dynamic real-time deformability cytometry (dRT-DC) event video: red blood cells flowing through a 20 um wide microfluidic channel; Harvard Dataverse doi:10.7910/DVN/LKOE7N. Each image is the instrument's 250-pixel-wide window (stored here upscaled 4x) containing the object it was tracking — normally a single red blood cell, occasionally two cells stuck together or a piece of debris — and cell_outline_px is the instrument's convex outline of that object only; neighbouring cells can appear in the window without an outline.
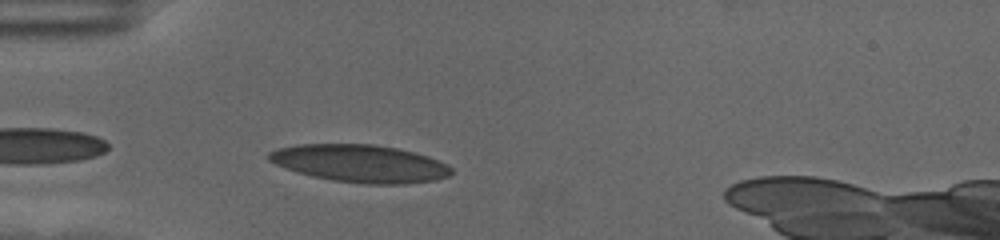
{"species": "human", "species_latin": "Homo sapiens", "temperature_condition": "cold", "stored_images_in_passage": 39, "camera_frame_rate_fps": 3000, "um_per_image_px": 0.085, "donor": {"sex": "female"}, "frame": {"image": 1, "passage_image": 2, "time_ms": 0.333, "image_size_px": [1000, 240], "cell_outline_px": [[452, 172], [448, 176], [436, 180], [404, 184], [364, 184], [332, 180], [312, 176], [296, 172], [276, 164], [268, 160], [268, 152], [276, 148], [300, 144], [372, 144], [396, 148], [428, 156], [448, 164], [452, 168]], "centroid_in_image_um": [30.6, 13.9], "position_along_channel_um": 54.4, "area_um2": 40.0}}
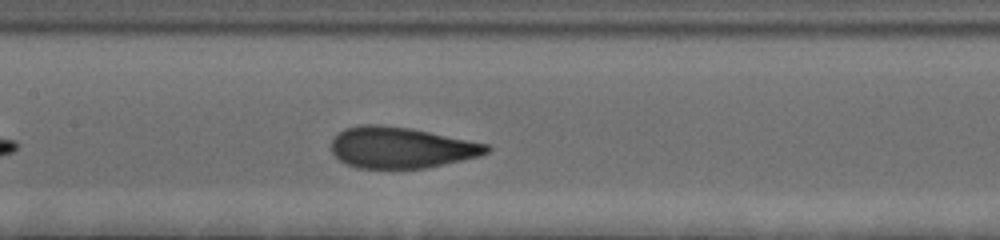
{"frame": {"image": 2, "passage_image": 13, "time_ms": 4.0, "image_size_px": [1000, 240], "cell_outline_px": [[492, 148], [488, 152], [480, 156], [424, 168], [356, 168], [340, 160], [332, 152], [332, 140], [344, 128], [364, 124], [380, 124], [412, 128], [492, 144]], "centroid_in_image_um": [34.14, 12.53], "position_along_channel_um": 173.3, "area_um2": 37.4}}
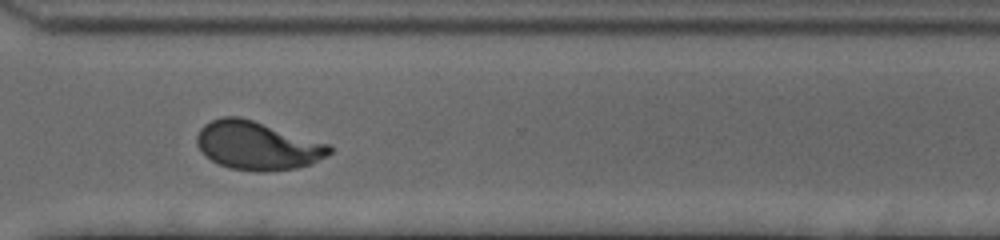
{"frame": {"image": 3, "passage_image": 28, "time_ms": 9.0, "image_size_px": [1000, 240], "cell_outline_px": [[332, 152], [312, 164], [296, 168], [264, 172], [256, 172], [228, 168], [204, 156], [196, 144], [196, 136], [200, 128], [204, 124], [220, 116], [240, 116], [332, 144]], "centroid_in_image_um": [21.88, 12.37], "position_along_channel_um": 348.7, "area_um2": 37.92}, "authors_computed_cell_mechanics": {"area_um2": 37.1654, "velocity_mm_per_s": 3.507, "shape_relaxation_time_tau1_ms": 5.24, "shape_relaxation_time_tau2_ms": null, "deformation_change_tau1": 0.1934, "deformation_change_tau2": null}}